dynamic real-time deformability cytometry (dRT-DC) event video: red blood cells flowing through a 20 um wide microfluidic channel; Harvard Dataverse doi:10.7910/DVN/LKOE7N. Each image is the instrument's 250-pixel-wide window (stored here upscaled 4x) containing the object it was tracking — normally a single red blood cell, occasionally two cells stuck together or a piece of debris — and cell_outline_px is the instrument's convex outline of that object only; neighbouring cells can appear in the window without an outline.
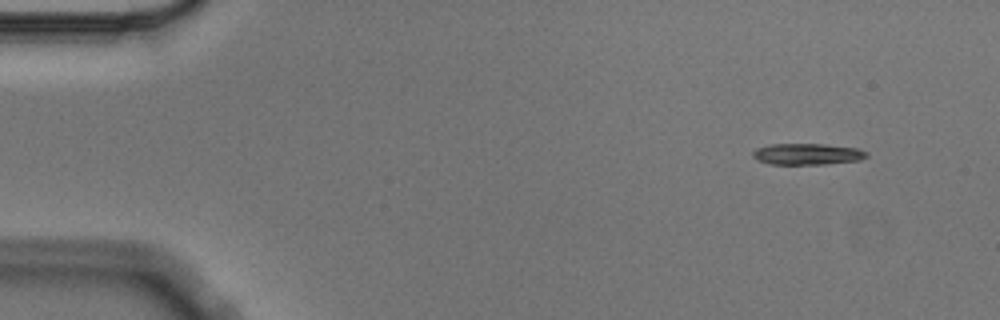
{"species": "Egyptian fruit bat (a non-hibernating species)", "species_latin": "Rousettus aegyptiacus", "temperature_condition": "cold", "stored_images_in_passage": 5, "segment_of_instrument_passage": [2, 2], "camera_frame_rate_fps": 3000, "um_per_image_px": 0.085, "animal": {"sex": "male"}, "frame": {"image": 1, "passage_image": 5, "time_ms": 1.333, "image_size_px": [1000, 320], "cell_outline_px": [[868, 156], [860, 160], [824, 164], [768, 164], [756, 160], [752, 156], [752, 152], [756, 148], [768, 144], [824, 144], [860, 148], [868, 152]], "centroid_in_image_um": [68.61, 13.09], "position_along_channel_um": 16.4, "area_um2": 14.33}}